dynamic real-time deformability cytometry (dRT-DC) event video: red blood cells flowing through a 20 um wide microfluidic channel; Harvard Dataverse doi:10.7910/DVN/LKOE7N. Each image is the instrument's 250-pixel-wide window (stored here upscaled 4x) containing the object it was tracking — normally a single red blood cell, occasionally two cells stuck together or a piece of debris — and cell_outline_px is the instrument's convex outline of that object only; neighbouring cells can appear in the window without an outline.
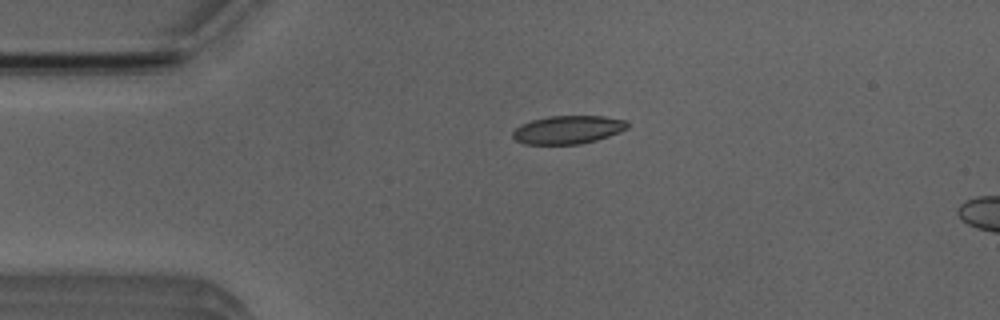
{"species": "Egyptian fruit bat (a non-hibernating species)", "species_latin": "Rousettus aegyptiacus", "temperature_condition": "room temperature", "stored_images_in_passage": 3, "camera_frame_rate_fps": 3000, "um_per_image_px": 0.085, "animal": {"sex": "male"}, "frame": {"image": 1, "passage_image": 1, "time_ms": 0.0, "image_size_px": [1000, 320], "cell_outline_px": [[628, 128], [620, 132], [596, 140], [580, 144], [524, 144], [516, 140], [512, 136], [512, 132], [520, 124], [532, 120], [548, 116], [604, 116], [628, 120]], "centroid_in_image_um": [48.28, 11.02], "position_along_channel_um": 36.7, "area_um2": 18.96}}